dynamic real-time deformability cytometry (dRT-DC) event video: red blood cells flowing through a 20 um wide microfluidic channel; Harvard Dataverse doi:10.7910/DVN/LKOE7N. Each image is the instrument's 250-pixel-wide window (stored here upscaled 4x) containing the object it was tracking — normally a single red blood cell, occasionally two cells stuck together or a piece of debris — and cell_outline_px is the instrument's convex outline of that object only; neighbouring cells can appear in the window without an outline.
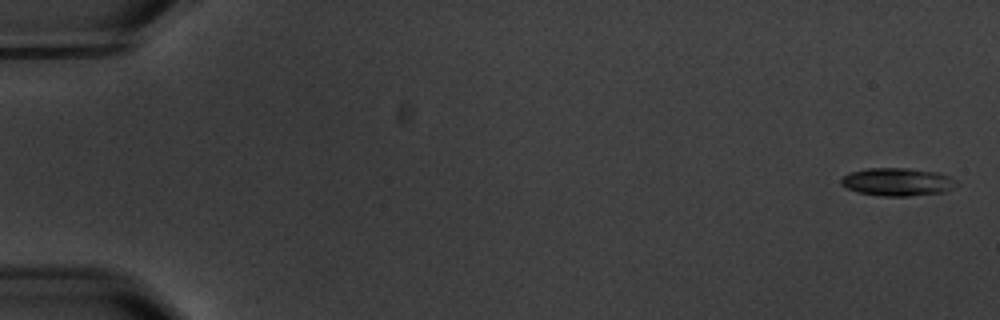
{"species": "common noctule bat (a hibernating species)", "species_latin": "Nyctalus noctula", "temperature_condition": "warm", "stored_images_in_passage": 6, "camera_frame_rate_fps": 3000, "um_per_image_px": 0.085, "animal": {"sex": "male", "body_mass_g": 20.1, "forearm_length_mm": 53.5}, "frame": {"image": 1, "passage_image": 1, "time_ms": 0.0, "image_size_px": [1000, 320], "cell_outline_px": [[960, 184], [944, 192], [908, 196], [884, 196], [856, 192], [840, 184], [840, 180], [844, 176], [852, 172], [868, 168], [908, 168], [936, 172], [948, 176], [956, 180]], "centroid_in_image_um": [76.3, 15.46], "position_along_channel_um": 8.7, "area_um2": 18.73}}